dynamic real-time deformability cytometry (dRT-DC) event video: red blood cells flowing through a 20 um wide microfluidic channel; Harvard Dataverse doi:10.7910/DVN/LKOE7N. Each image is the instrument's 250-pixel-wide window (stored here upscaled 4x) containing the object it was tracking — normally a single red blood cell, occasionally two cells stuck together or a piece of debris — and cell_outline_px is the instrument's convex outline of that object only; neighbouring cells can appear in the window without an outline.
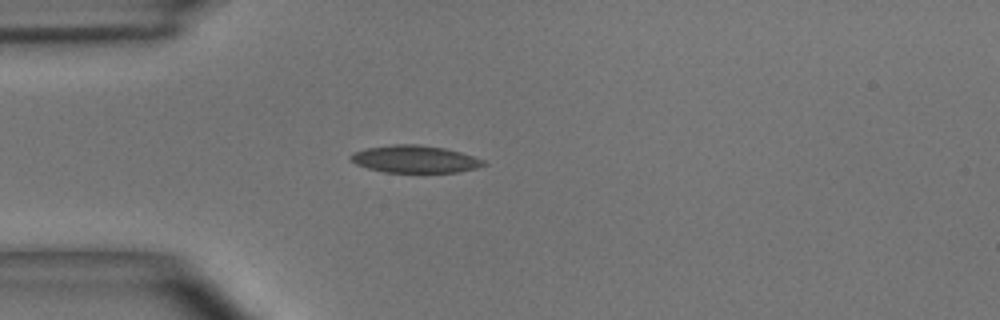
{"species": "common noctule bat (a hibernating species)", "species_latin": "Nyctalus noctula", "temperature_condition": "room temperature", "stored_images_in_passage": 1, "camera_frame_rate_fps": 3000, "um_per_image_px": 0.085, "animal": {"sex": "male", "body_mass_g": 15.6}, "frame": {"image": 1, "passage_image": 1, "time_ms": 0.0, "image_size_px": [1000, 320], "cell_outline_px": [[488, 164], [476, 168], [460, 172], [384, 172], [368, 168], [356, 164], [348, 156], [352, 152], [368, 148], [392, 144], [416, 144], [444, 148], [460, 152], [484, 160]], "centroid_in_image_um": [35.26, 13.52], "position_along_channel_um": 49.7, "area_um2": 21.1}}